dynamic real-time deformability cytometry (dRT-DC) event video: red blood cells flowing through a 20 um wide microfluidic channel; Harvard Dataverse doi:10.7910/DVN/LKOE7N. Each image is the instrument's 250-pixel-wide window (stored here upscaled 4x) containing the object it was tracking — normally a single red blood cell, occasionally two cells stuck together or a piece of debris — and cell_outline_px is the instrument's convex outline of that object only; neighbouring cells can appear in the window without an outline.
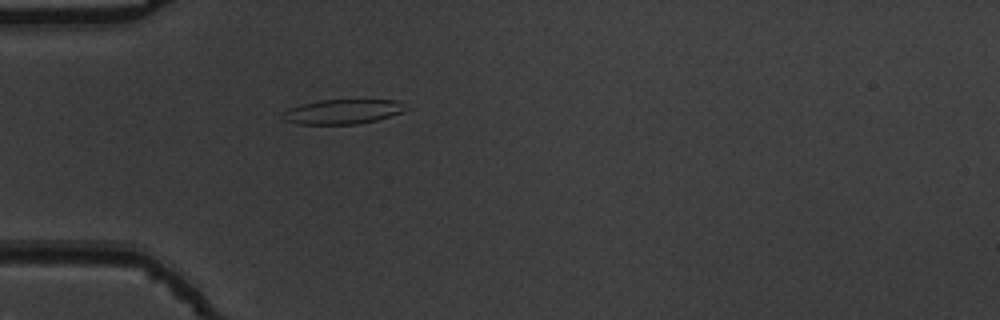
{"species": "common noctule bat (a hibernating species)", "species_latin": "Nyctalus noctula", "temperature_condition": "warm", "stored_images_in_passage": 38, "camera_frame_rate_fps": 3000, "um_per_image_px": 0.085, "animal": {"sex": "male", "body_mass_g": 19.5, "forearm_length_mm": 54.6}, "frame": {"image": 1, "passage_image": 1, "time_ms": 0.0, "image_size_px": [1000, 320], "cell_outline_px": [[412, 108], [376, 120], [356, 124], [300, 124], [284, 120], [280, 116], [288, 108], [300, 104], [320, 100], [396, 100]], "centroid_in_image_um": [29.11, 9.48], "position_along_channel_um": 55.9, "area_um2": 17.63}}
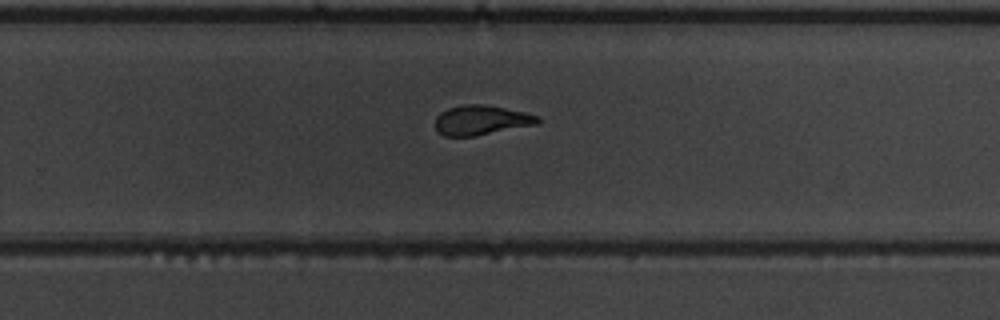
{"frame": {"image": 2, "passage_image": 20, "time_ms": 6.333, "image_size_px": [1000, 320], "cell_outline_px": [[540, 124], [476, 136], [444, 136], [436, 132], [436, 116], [440, 112], [448, 108], [464, 104], [480, 104], [528, 112], [540, 116]], "centroid_in_image_um": [40.94, 10.22], "position_along_channel_um": 288.9, "area_um2": 18.03}}
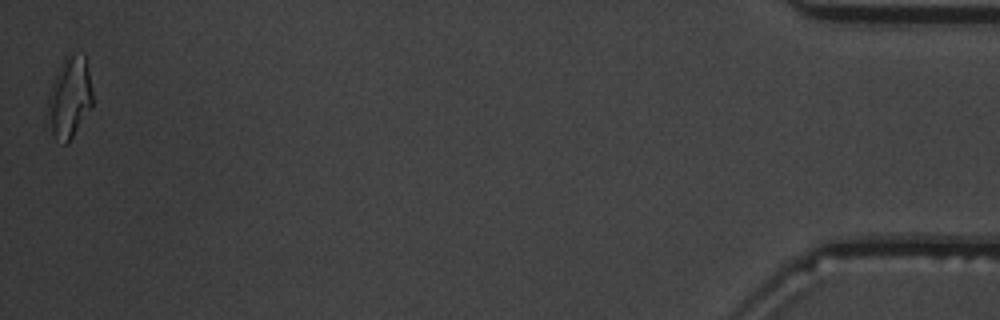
{"frame": {"image": 3, "passage_image": 38, "time_ms": 12.333, "image_size_px": [1000, 320], "cell_outline_px": [[92, 104], [68, 144], [64, 144], [56, 140], [44, 116], [48, 96], [56, 72], [64, 56], [68, 52], [84, 56], [88, 64], [92, 88]], "centroid_in_image_um": [5.87, 8.28], "position_along_channel_um": 429.3, "area_um2": 21.62}, "authors_computed_cell_mechanics": {"area_um2": 18.3515, "velocity_mm_per_s": 3.8164, "shape_relaxation_time_tau1_ms": null, "shape_relaxation_time_tau2_ms": 1.7368, "deformation_change_tau1": null, "deformation_change_tau2": 0.088}}